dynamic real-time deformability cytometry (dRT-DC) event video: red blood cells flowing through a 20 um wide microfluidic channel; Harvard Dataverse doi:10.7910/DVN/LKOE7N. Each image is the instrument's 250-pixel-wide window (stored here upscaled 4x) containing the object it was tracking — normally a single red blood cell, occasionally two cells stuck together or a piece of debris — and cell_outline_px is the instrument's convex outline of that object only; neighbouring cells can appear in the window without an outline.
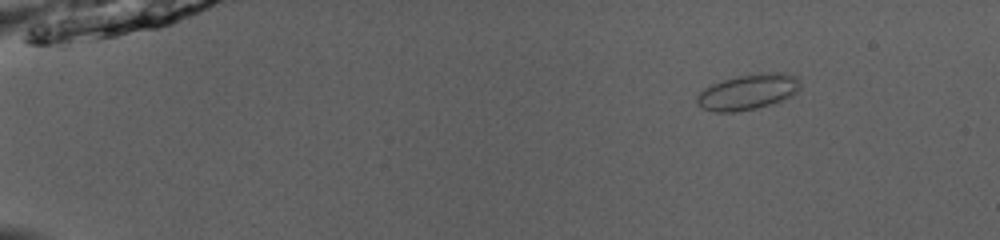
{"species": "common noctule bat (a hibernating species)", "species_latin": "Nyctalus noctula", "temperature_condition": "room temperature", "stored_images_in_passage": 45, "camera_frame_rate_fps": 3000, "um_per_image_px": 0.085, "animal": {"sex": "male", "body_mass_g": 13.0, "forearm_length_mm": 53.1}, "frame": {"image": 1, "passage_image": 1, "time_ms": 0.0, "image_size_px": [1000, 240], "cell_outline_px": [[800, 88], [796, 92], [780, 100], [756, 108], [736, 112], [716, 112], [704, 108], [696, 100], [700, 92], [704, 88], [712, 84], [736, 76], [764, 72], [784, 72], [796, 76], [800, 80]], "centroid_in_image_um": [63.59, 7.79], "position_along_channel_um": 21.4, "area_um2": 21.1}}
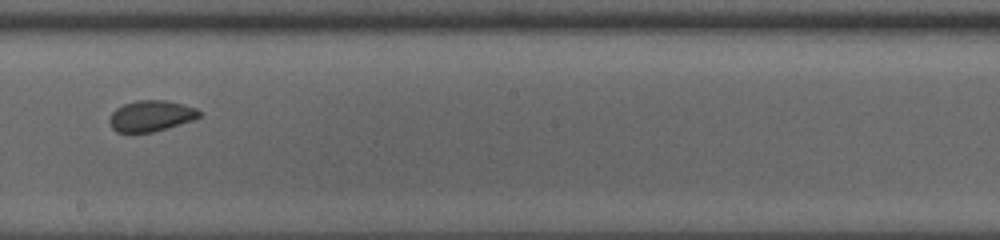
{"frame": {"image": 2, "passage_image": 25, "time_ms": 8.0, "image_size_px": [1000, 240], "cell_outline_px": [[200, 116], [192, 120], [152, 132], [116, 132], [112, 128], [108, 120], [112, 112], [116, 108], [124, 104], [136, 100], [164, 100], [196, 108], [200, 112]], "centroid_in_image_um": [12.78, 9.85], "position_along_channel_um": 235.4, "area_um2": 15.95}}
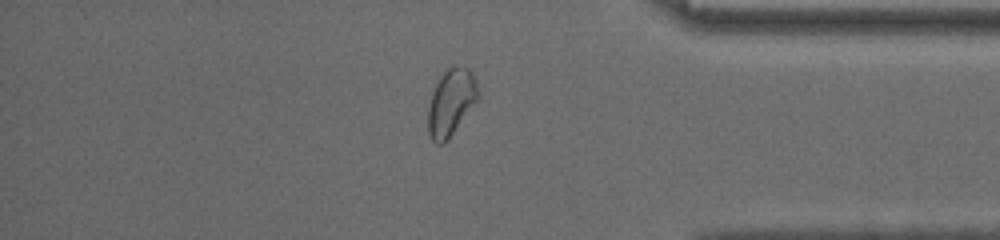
{"frame": {"image": 3, "passage_image": 38, "time_ms": 12.333, "image_size_px": [1000, 240], "cell_outline_px": [[480, 96], [448, 140], [444, 144], [436, 144], [432, 140], [428, 132], [428, 108], [432, 92], [440, 76], [448, 68], [456, 64], [468, 68], [472, 72], [476, 80]], "centroid_in_image_um": [38.34, 8.69], "position_along_channel_um": 396.9, "area_um2": 19.54}, "authors_computed_cell_mechanics": {"area_um2": 17.4556, "velocity_mm_per_s": 4.0375, "shape_relaxation_time_tau1_ms": null, "shape_relaxation_time_tau2_ms": 1.2472, "deformation_change_tau1": null, "deformation_change_tau2": 0.0431}}